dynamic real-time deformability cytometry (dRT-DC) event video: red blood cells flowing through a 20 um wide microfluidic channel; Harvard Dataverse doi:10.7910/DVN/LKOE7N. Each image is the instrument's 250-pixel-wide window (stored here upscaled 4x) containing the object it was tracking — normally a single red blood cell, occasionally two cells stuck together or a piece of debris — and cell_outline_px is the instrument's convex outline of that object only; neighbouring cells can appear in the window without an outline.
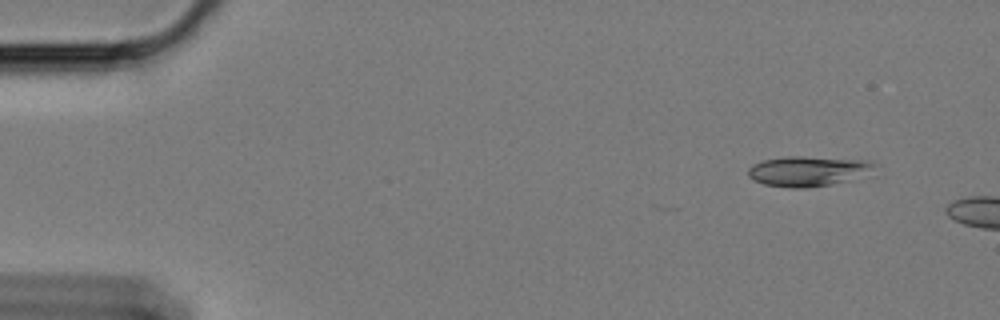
{"species": "Egyptian fruit bat (a non-hibernating species)", "species_latin": "Rousettus aegyptiacus", "temperature_condition": "cold", "stored_images_in_passage": 6, "camera_frame_rate_fps": 3000, "um_per_image_px": 0.085, "animal": {"sex": "female"}, "frame": {"image": 1, "passage_image": 1, "time_ms": 0.0, "image_size_px": [1000, 320], "cell_outline_px": [[876, 176], [804, 188], [792, 188], [764, 184], [752, 180], [748, 176], [748, 168], [752, 164], [764, 160], [788, 156], [800, 156], [872, 160], [876, 164]], "centroid_in_image_um": [68.83, 14.54], "position_along_channel_um": 16.2, "area_um2": 22.89}}